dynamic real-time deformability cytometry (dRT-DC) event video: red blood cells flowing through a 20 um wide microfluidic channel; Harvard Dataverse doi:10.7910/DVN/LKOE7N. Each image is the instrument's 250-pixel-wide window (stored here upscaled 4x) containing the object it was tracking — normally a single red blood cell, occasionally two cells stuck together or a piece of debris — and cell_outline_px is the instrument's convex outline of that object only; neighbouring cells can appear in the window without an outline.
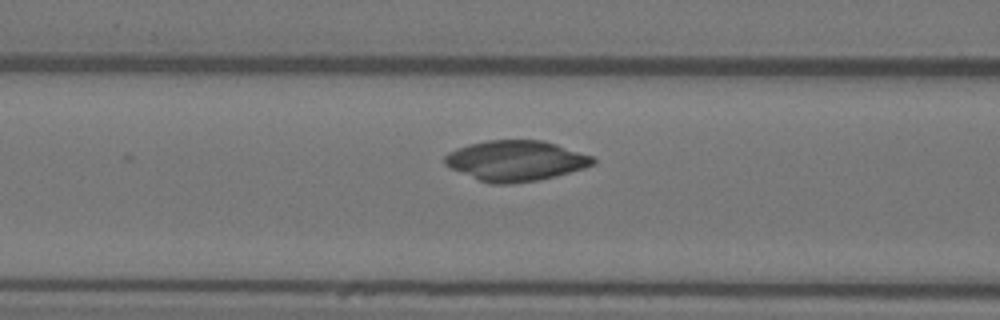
{"species": "Egyptian fruit bat (a non-hibernating species)", "species_latin": "Rousettus aegyptiacus", "temperature_condition": "warm", "stored_images_in_passage": 8, "camera_frame_rate_fps": 3000, "um_per_image_px": 0.085, "animal": {"sex": "female"}, "frame": {"image": 1, "passage_image": 8, "time_ms": 2.333, "image_size_px": [1000, 320], "cell_outline_px": [[596, 164], [584, 168], [556, 176], [536, 180], [512, 184], [492, 184], [480, 180], [452, 168], [444, 164], [444, 156], [448, 152], [456, 148], [468, 144], [488, 140], [544, 140], [592, 156], [596, 160]], "centroid_in_image_um": [43.84, 13.65], "position_along_channel_um": 122.8, "area_um2": 34.8}}